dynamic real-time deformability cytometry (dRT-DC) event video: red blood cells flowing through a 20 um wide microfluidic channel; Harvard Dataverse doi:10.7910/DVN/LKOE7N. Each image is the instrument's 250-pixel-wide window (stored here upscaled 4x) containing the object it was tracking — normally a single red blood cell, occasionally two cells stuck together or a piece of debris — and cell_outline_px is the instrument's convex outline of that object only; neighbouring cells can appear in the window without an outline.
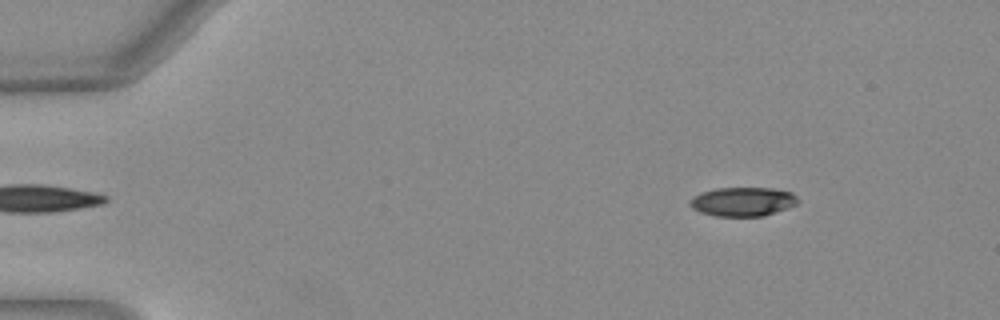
{"species": "Egyptian fruit bat (a non-hibernating species)", "species_latin": "Rousettus aegyptiacus", "temperature_condition": "warm", "stored_images_in_passage": 46, "camera_frame_rate_fps": 3000, "um_per_image_px": 0.085, "animal": {"sex": "female"}, "frame": {"image": 1, "passage_image": 2, "time_ms": 0.333, "image_size_px": [1000, 320], "cell_outline_px": [[800, 200], [796, 204], [764, 216], [716, 216], [700, 212], [692, 208], [688, 204], [688, 200], [692, 196], [700, 192], [716, 188], [772, 188], [792, 192]], "centroid_in_image_um": [63.09, 17.13], "position_along_channel_um": 21.9, "area_um2": 18.38}}
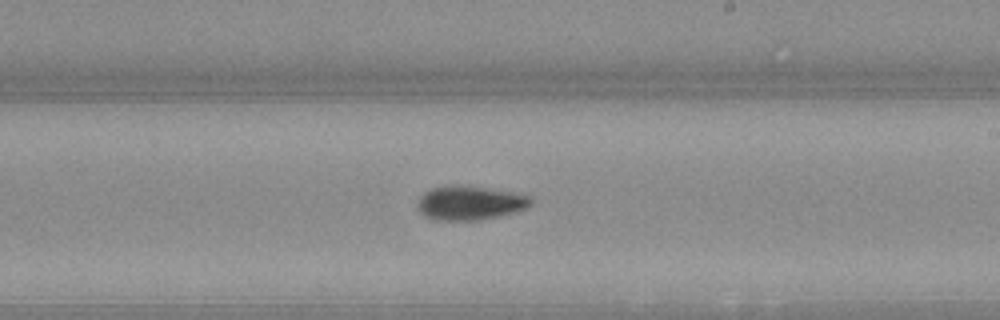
{"frame": {"image": 2, "passage_image": 26, "time_ms": 8.333, "image_size_px": [1000, 320], "cell_outline_px": [[532, 204], [528, 208], [516, 212], [500, 216], [480, 220], [432, 220], [424, 216], [416, 208], [420, 196], [424, 192], [436, 188], [480, 188], [508, 192], [528, 196], [532, 200]], "centroid_in_image_um": [39.94, 17.32], "position_along_channel_um": 249.1, "area_um2": 21.68}}
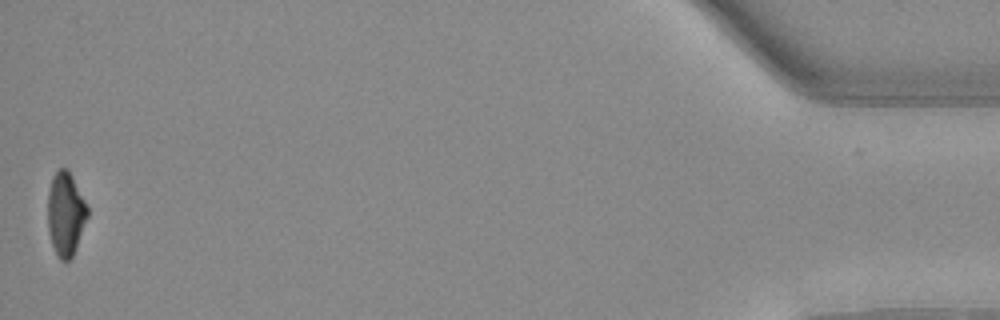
{"frame": {"image": 3, "passage_image": 46, "time_ms": 15.0, "image_size_px": [1000, 320], "cell_outline_px": [[88, 216], [76, 248], [72, 256], [68, 260], [60, 260], [52, 244], [48, 232], [48, 192], [52, 180], [56, 172], [60, 168], [64, 168], [72, 176], [88, 208]], "centroid_in_image_um": [5.57, 18.21], "position_along_channel_um": 429.6, "area_um2": 18.96}, "authors_computed_cell_mechanics": {"area_um2": 20.6346, "velocity_mm_per_s": 4.0616, "shape_relaxation_time_tau1_ms": 4.083, "shape_relaxation_time_tau2_ms": null, "deformation_change_tau1": 0.1844, "deformation_change_tau2": null}}